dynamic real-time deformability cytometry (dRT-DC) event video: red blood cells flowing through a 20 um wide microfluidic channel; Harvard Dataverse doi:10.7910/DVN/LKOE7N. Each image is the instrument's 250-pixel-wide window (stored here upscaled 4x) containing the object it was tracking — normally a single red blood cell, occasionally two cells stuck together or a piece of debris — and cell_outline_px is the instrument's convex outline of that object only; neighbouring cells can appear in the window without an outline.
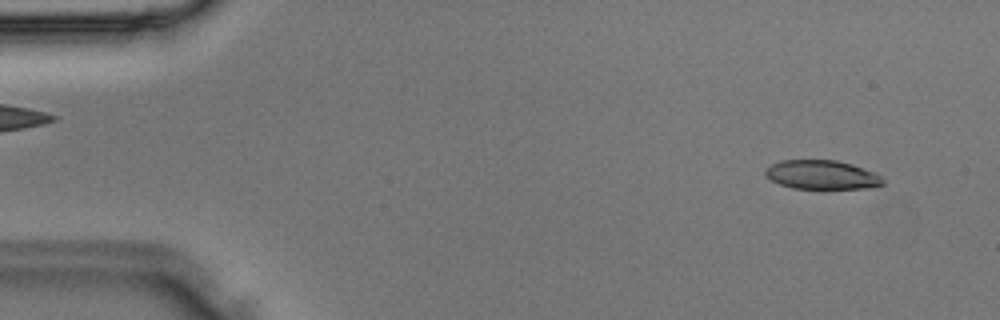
{"species": "Egyptian fruit bat (a non-hibernating species)", "species_latin": "Rousettus aegyptiacus", "temperature_condition": "room temperature", "stored_images_in_passage": 10, "camera_frame_rate_fps": 3000, "um_per_image_px": 0.085, "animal": {"sex": "male"}, "frame": {"image": 1, "passage_image": 2, "time_ms": 0.333, "image_size_px": [1000, 320], "cell_outline_px": [[884, 184], [876, 188], [792, 188], [780, 184], [764, 176], [764, 168], [780, 160], [836, 160], [852, 164], [872, 172], [880, 176], [884, 180]], "centroid_in_image_um": [69.83, 14.85], "position_along_channel_um": 15.2, "area_um2": 19.88}}